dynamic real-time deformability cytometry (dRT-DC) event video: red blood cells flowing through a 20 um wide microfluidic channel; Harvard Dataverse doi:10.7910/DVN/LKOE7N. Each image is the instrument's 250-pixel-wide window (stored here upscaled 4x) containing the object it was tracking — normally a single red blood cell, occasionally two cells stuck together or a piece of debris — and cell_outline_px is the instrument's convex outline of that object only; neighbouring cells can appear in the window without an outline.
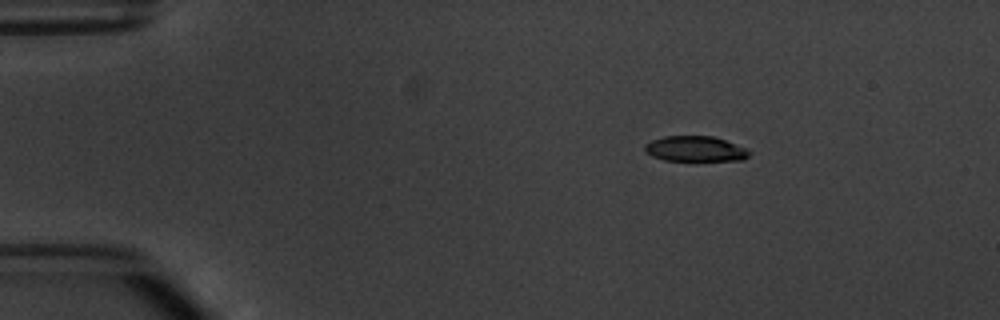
{"species": "common noctule bat (a hibernating species)", "species_latin": "Nyctalus noctula", "temperature_condition": "warm", "stored_images_in_passage": 6, "segment_of_instrument_passage": [2, 2], "camera_frame_rate_fps": 3000, "um_per_image_px": 0.085, "animal": {"sex": "male", "body_mass_g": 20.1, "forearm_length_mm": 53.5}, "frame": {"image": 1, "passage_image": 6, "time_ms": 6.0, "image_size_px": [1000, 320], "cell_outline_px": [[752, 152], [744, 160], [664, 160], [652, 156], [644, 152], [644, 144], [652, 140], [664, 136], [712, 136], [748, 148]], "centroid_in_image_um": [59.1, 12.65], "position_along_channel_um": 25.9, "area_um2": 15.49}}